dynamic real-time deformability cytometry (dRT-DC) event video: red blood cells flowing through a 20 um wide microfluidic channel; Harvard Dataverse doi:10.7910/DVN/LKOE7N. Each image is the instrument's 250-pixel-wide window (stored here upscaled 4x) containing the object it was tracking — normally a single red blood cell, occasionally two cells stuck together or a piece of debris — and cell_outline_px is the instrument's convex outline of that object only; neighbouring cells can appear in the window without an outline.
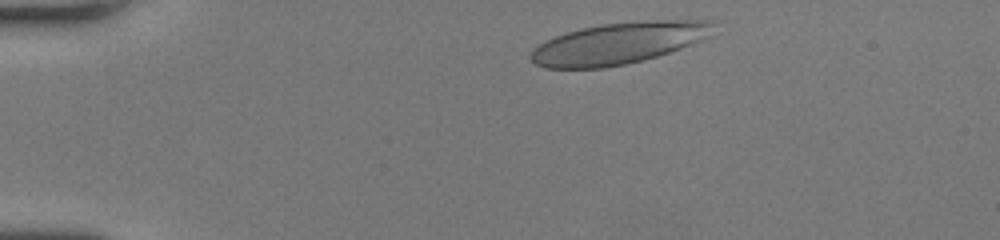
{"species": "human", "species_latin": "Homo sapiens", "temperature_condition": "room temperature", "stored_images_in_passage": 35, "camera_frame_rate_fps": 3000, "um_per_image_px": 0.085, "donor": {"sex": "female"}, "frame": {"image": 1, "passage_image": 2, "time_ms": 0.333, "image_size_px": [1000, 240], "cell_outline_px": [[716, 20], [708, 36], [700, 40], [680, 48], [656, 56], [624, 64], [604, 68], [544, 68], [536, 64], [528, 56], [532, 48], [544, 40], [580, 28], [604, 24], [644, 20]], "centroid_in_image_um": [52.52, 3.67], "position_along_channel_um": 32.5, "area_um2": 43.93}}
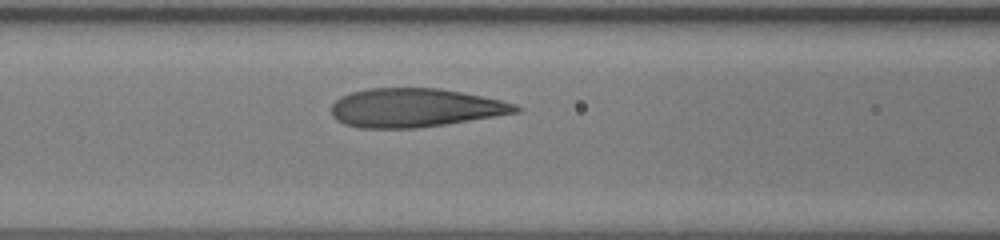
{"frame": {"image": 2, "passage_image": 14, "time_ms": 4.333, "image_size_px": [1000, 240], "cell_outline_px": [[520, 112], [496, 116], [444, 124], [416, 128], [360, 128], [344, 124], [336, 120], [332, 116], [332, 104], [340, 96], [352, 92], [368, 88], [440, 88], [500, 100], [516, 104], [520, 108]], "centroid_in_image_um": [35.23, 9.16], "position_along_channel_um": 131.4, "area_um2": 41.44}}
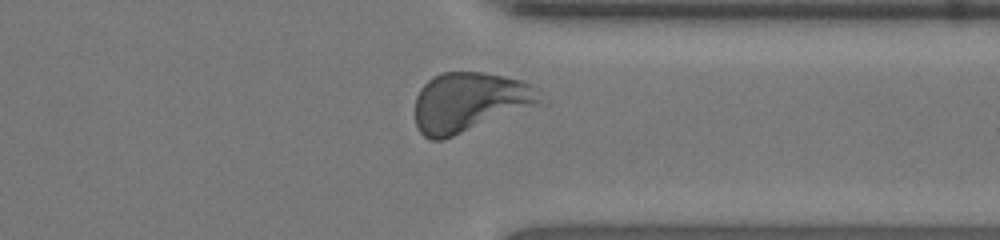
{"frame": {"image": 3, "passage_image": 31, "time_ms": 10.0, "image_size_px": [1000, 240], "cell_outline_px": [[540, 100], [536, 104], [444, 140], [432, 140], [424, 136], [420, 132], [416, 124], [416, 96], [420, 88], [428, 80], [444, 72], [480, 72], [504, 76], [520, 80], [532, 84], [540, 88]], "centroid_in_image_um": [39.87, 8.67], "position_along_channel_um": 371.5, "area_um2": 42.77}, "authors_computed_cell_mechanics": {"area_um2": 41.9628, "velocity_mm_per_s": 4.2399, "shape_relaxation_time_tau1_ms": 3.9458, "shape_relaxation_time_tau2_ms": null, "deformation_change_tau1": 0.1738, "deformation_change_tau2": null}}